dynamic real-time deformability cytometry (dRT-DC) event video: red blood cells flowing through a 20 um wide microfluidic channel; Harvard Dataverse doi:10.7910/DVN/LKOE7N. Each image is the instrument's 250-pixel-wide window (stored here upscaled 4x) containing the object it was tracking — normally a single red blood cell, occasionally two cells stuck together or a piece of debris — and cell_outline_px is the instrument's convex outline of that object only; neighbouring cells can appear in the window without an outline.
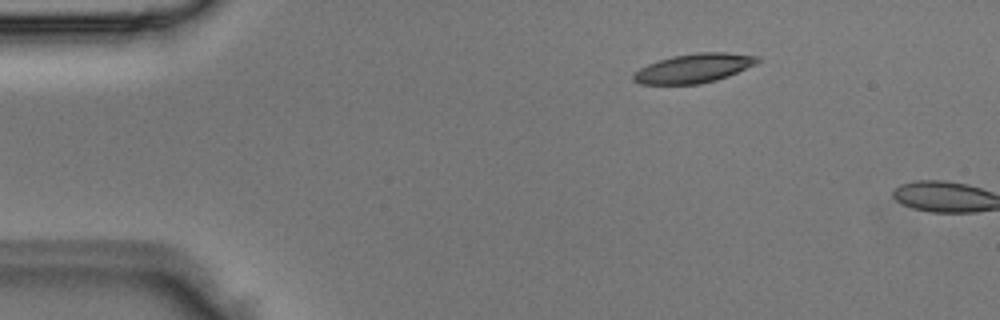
{"species": "Egyptian fruit bat (a non-hibernating species)", "species_latin": "Rousettus aegyptiacus", "temperature_condition": "room temperature", "stored_images_in_passage": 2, "camera_frame_rate_fps": 3000, "um_per_image_px": 0.085, "animal": {"sex": "male"}, "frame": {"image": 1, "passage_image": 1, "time_ms": 0.0, "image_size_px": [1000, 320], "cell_outline_px": [[760, 60], [756, 64], [728, 76], [716, 80], [700, 84], [640, 84], [632, 80], [632, 76], [640, 68], [648, 64], [672, 56], [696, 52], [724, 52], [756, 56]], "centroid_in_image_um": [58.96, 5.8], "position_along_channel_um": 26.0, "area_um2": 20.92}}